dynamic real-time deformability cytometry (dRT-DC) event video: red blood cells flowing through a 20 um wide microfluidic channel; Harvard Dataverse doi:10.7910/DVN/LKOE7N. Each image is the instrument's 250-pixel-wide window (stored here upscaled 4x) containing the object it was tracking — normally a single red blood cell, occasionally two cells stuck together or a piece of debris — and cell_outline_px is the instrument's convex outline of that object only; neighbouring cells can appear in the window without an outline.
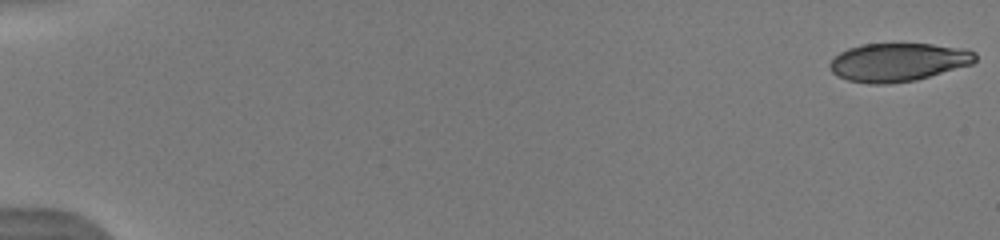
{"species": "human", "species_latin": "Homo sapiens", "temperature_condition": "warm", "stored_images_in_passage": 10, "camera_frame_rate_fps": 3000, "um_per_image_px": 0.085, "donor": {"sex": "male"}, "frame": {"image": 1, "passage_image": 1, "time_ms": 0.0, "image_size_px": [1000, 240], "cell_outline_px": [[976, 60], [972, 64], [916, 80], [888, 84], [868, 84], [848, 80], [836, 76], [832, 72], [828, 64], [840, 52], [848, 48], [860, 44], [932, 44], [968, 48], [976, 52]], "centroid_in_image_um": [76.35, 5.28], "position_along_channel_um": 8.7, "area_um2": 32.71}}
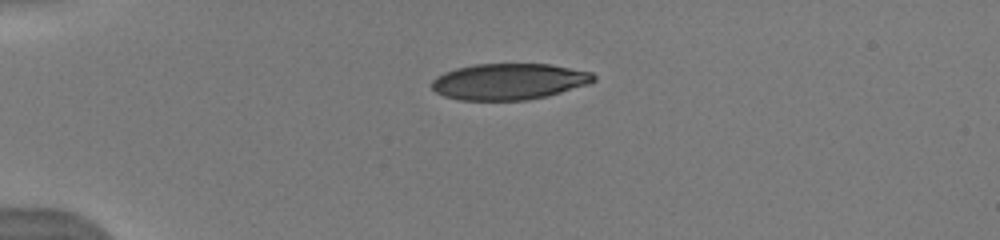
{"frame": {"image": 2, "passage_image": 9, "time_ms": 4.333, "image_size_px": [1000, 240], "cell_outline_px": [[596, 80], [588, 84], [548, 96], [528, 100], [460, 100], [444, 96], [436, 92], [432, 88], [432, 80], [436, 76], [444, 72], [456, 68], [472, 64], [552, 64], [592, 72], [596, 76]], "centroid_in_image_um": [43.27, 6.93], "position_along_channel_um": 41.7, "area_um2": 34.39}}